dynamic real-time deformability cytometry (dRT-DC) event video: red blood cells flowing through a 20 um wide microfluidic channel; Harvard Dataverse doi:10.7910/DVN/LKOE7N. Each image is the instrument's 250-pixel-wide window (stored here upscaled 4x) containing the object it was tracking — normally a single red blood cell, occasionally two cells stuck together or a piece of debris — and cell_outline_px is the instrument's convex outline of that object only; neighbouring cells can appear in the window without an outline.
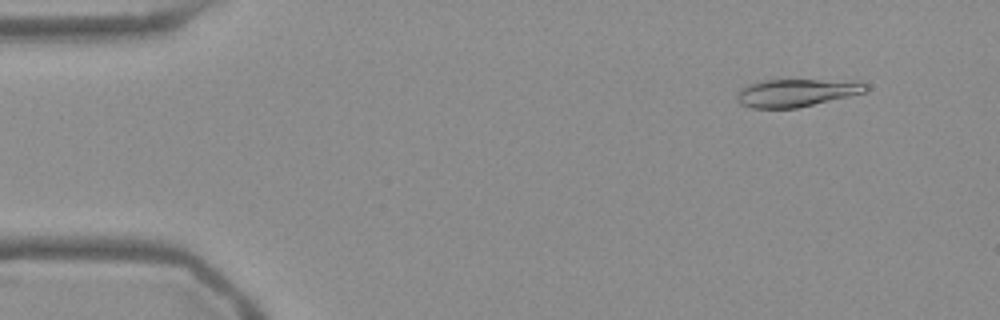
{"species": "Egyptian fruit bat (a non-hibernating species)", "species_latin": "Rousettus aegyptiacus", "temperature_condition": "warm", "stored_images_in_passage": 53, "camera_frame_rate_fps": 3000, "um_per_image_px": 0.085, "frame": {"image": 1, "passage_image": 5, "time_ms": 1.333, "image_size_px": [1000, 320], "cell_outline_px": [[868, 88], [864, 92], [848, 96], [796, 108], [752, 108], [740, 104], [736, 100], [736, 92], [740, 88], [748, 84], [760, 80], [856, 80], [868, 84]], "centroid_in_image_um": [67.65, 7.87], "position_along_channel_um": 17.3, "area_um2": 20.98}}
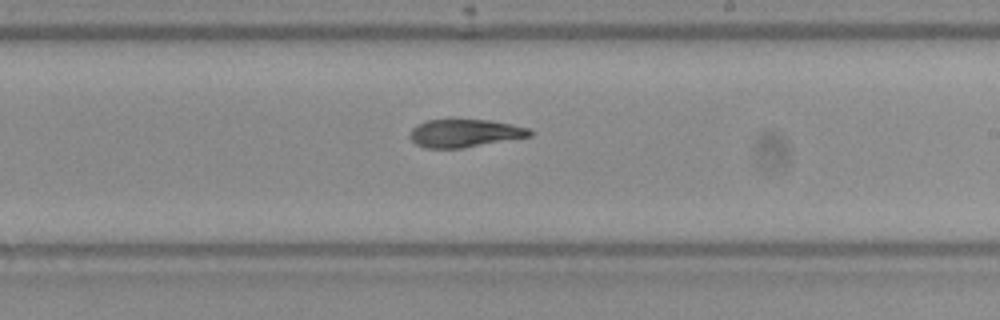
{"frame": {"image": 2, "passage_image": 31, "time_ms": 10.0, "image_size_px": [1000, 320], "cell_outline_px": [[536, 132], [532, 136], [464, 148], [424, 148], [416, 144], [408, 136], [408, 132], [416, 124], [428, 120], [488, 120], [512, 124], [528, 128]], "centroid_in_image_um": [39.5, 11.33], "position_along_channel_um": 249.5, "area_um2": 19.71}}
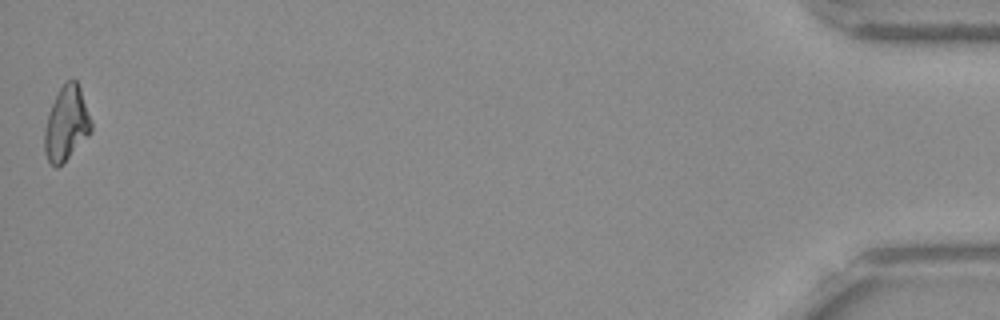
{"frame": {"image": 3, "passage_image": 53, "time_ms": 17.333, "image_size_px": [1000, 320], "cell_outline_px": [[92, 132], [56, 168], [48, 160], [44, 152], [44, 128], [48, 112], [60, 88], [72, 76], [76, 80], [80, 88], [92, 120]], "centroid_in_image_um": [5.64, 10.47], "position_along_channel_um": 429.6, "area_um2": 20.06}, "authors_computed_cell_mechanics": {"area_um2": 20.519, "velocity_mm_per_s": 3.7876, "shape_relaxation_time_tau1_ms": 8.0277, "shape_relaxation_time_tau2_ms": 4.5614, "deformation_change_tau1": 0.2181, "deformation_change_tau2": 0.1135}}